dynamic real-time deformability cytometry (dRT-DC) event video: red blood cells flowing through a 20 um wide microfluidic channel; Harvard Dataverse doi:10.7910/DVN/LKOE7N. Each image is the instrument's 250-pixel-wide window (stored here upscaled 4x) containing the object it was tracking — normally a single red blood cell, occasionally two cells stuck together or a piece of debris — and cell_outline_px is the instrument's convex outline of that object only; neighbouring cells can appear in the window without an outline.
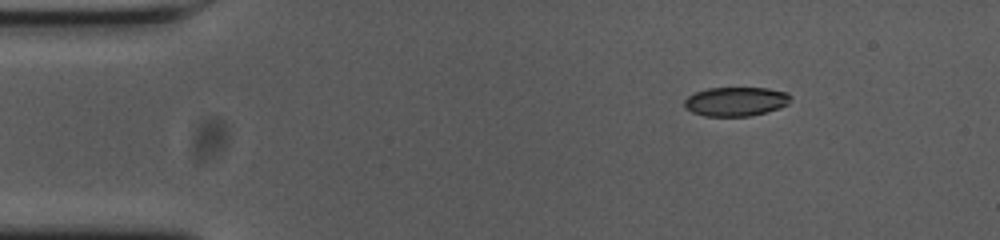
{"species": "common noctule bat (a hibernating species)", "species_latin": "Nyctalus noctula", "temperature_condition": "cold", "stored_images_in_passage": 48, "camera_frame_rate_fps": 3000, "um_per_image_px": 0.085, "animal": {"sex": "female", "body_mass_g": 23.0, "forearm_length_mm": 53.4}, "frame": {"image": 1, "passage_image": 1, "time_ms": 0.0, "image_size_px": [1000, 240], "cell_outline_px": [[792, 100], [788, 104], [780, 108], [748, 116], [704, 116], [692, 112], [684, 108], [684, 100], [688, 96], [696, 92], [708, 88], [768, 88], [788, 92], [792, 96]], "centroid_in_image_um": [62.56, 8.62], "position_along_channel_um": 22.4, "area_um2": 18.15}}
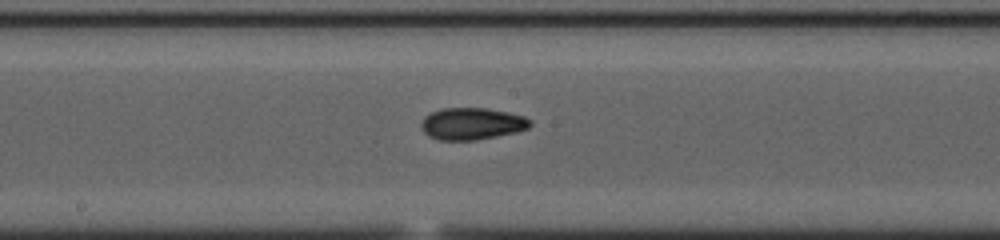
{"frame": {"image": 2, "passage_image": 22, "time_ms": 7.0, "image_size_px": [1000, 240], "cell_outline_px": [[532, 124], [528, 128], [516, 132], [476, 140], [440, 140], [428, 136], [424, 132], [420, 124], [424, 116], [440, 108], [484, 108], [508, 112], [524, 116], [532, 120]], "centroid_in_image_um": [40.11, 10.51], "position_along_channel_um": 208.1, "area_um2": 20.35}}
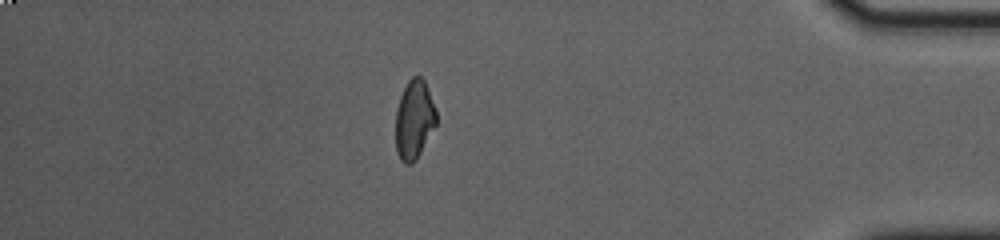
{"frame": {"image": 3, "passage_image": 41, "time_ms": 13.333, "image_size_px": [1000, 240], "cell_outline_px": [[436, 124], [416, 160], [412, 164], [404, 164], [400, 160], [396, 152], [396, 108], [400, 96], [408, 80], [412, 76], [420, 76], [424, 80], [436, 108]], "centroid_in_image_um": [35.19, 10.17], "position_along_channel_um": 400.0, "area_um2": 18.79}, "authors_computed_cell_mechanics": {"area_um2": 19.4208, "velocity_mm_per_s": 3.7017, "shape_relaxation_time_tau1_ms": 7.4332, "shape_relaxation_time_tau2_ms": 3.4075, "deformation_change_tau1": 0.1774, "deformation_change_tau2": 0.0869}}